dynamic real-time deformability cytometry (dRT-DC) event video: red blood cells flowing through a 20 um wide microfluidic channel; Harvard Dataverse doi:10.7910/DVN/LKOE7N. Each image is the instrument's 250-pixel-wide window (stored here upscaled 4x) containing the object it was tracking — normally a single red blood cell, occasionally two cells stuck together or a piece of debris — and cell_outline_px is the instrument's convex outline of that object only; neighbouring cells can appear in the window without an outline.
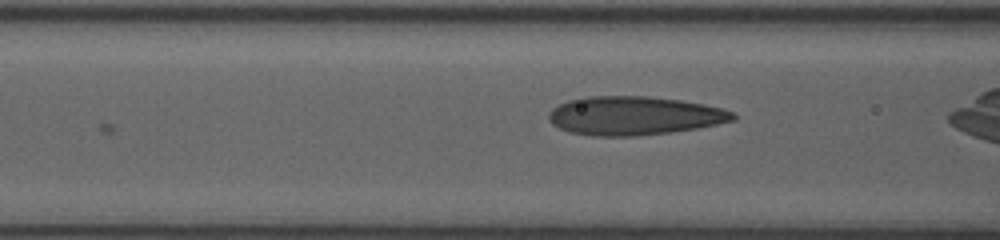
{"species": "human", "species_latin": "Homo sapiens", "temperature_condition": "room temperature", "stored_images_in_passage": 33, "camera_frame_rate_fps": 3000, "um_per_image_px": 0.085, "donor": {"sex": "female"}, "frame": {"image": 1, "passage_image": 3, "time_ms": 0.667, "image_size_px": [1000, 240], "cell_outline_px": [[736, 120], [696, 128], [668, 132], [632, 136], [592, 136], [568, 132], [552, 124], [548, 120], [548, 112], [552, 108], [568, 100], [584, 96], [648, 96], [680, 100], [704, 104], [720, 108], [732, 112], [736, 116]], "centroid_in_image_um": [53.85, 9.83], "position_along_channel_um": 112.8, "area_um2": 41.5}}
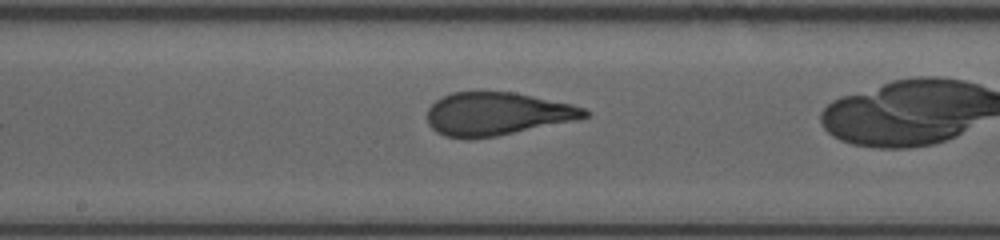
{"frame": {"image": 2, "passage_image": 15, "time_ms": 3.0, "image_size_px": [1000, 240], "cell_outline_px": [[592, 112], [588, 116], [572, 120], [496, 136], [468, 140], [444, 136], [436, 132], [428, 124], [428, 108], [436, 100], [452, 92], [512, 92], [572, 104], [584, 108]], "centroid_in_image_um": [42.2, 9.69], "position_along_channel_um": 206.0, "area_um2": 39.19}}
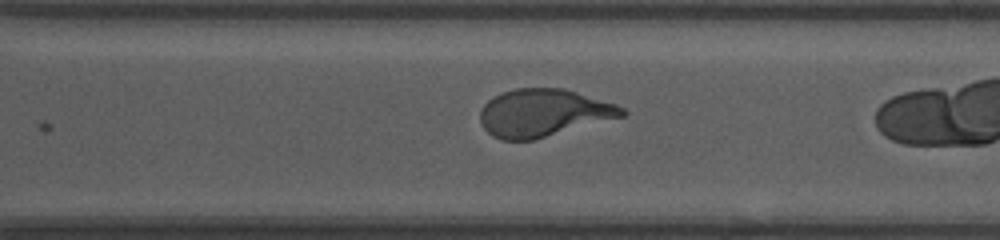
{"frame": {"image": 3, "passage_image": 30, "time_ms": 6.0, "image_size_px": [1000, 240], "cell_outline_px": [[628, 112], [624, 116], [532, 140], [504, 140], [492, 136], [484, 128], [480, 120], [480, 112], [484, 104], [492, 96], [516, 88], [564, 88], [616, 104], [624, 108]], "centroid_in_image_um": [46.18, 9.59], "position_along_channel_um": 324.4, "area_um2": 39.13}}